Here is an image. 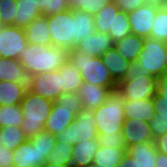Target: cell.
<instances>
[{
  "instance_id": "obj_49",
  "label": "cell",
  "mask_w": 167,
  "mask_h": 167,
  "mask_svg": "<svg viewBox=\"0 0 167 167\" xmlns=\"http://www.w3.org/2000/svg\"><path fill=\"white\" fill-rule=\"evenodd\" d=\"M146 4L156 5L158 7L166 6V0H144Z\"/></svg>"
},
{
  "instance_id": "obj_25",
  "label": "cell",
  "mask_w": 167,
  "mask_h": 167,
  "mask_svg": "<svg viewBox=\"0 0 167 167\" xmlns=\"http://www.w3.org/2000/svg\"><path fill=\"white\" fill-rule=\"evenodd\" d=\"M59 74L63 94L77 93L83 83L80 71H78L73 64L67 60L59 69Z\"/></svg>"
},
{
  "instance_id": "obj_48",
  "label": "cell",
  "mask_w": 167,
  "mask_h": 167,
  "mask_svg": "<svg viewBox=\"0 0 167 167\" xmlns=\"http://www.w3.org/2000/svg\"><path fill=\"white\" fill-rule=\"evenodd\" d=\"M47 1L48 0H30L33 6L37 7L40 12L47 6Z\"/></svg>"
},
{
  "instance_id": "obj_28",
  "label": "cell",
  "mask_w": 167,
  "mask_h": 167,
  "mask_svg": "<svg viewBox=\"0 0 167 167\" xmlns=\"http://www.w3.org/2000/svg\"><path fill=\"white\" fill-rule=\"evenodd\" d=\"M75 21V45L86 38L90 37L95 32L94 16L87 12L74 10Z\"/></svg>"
},
{
  "instance_id": "obj_52",
  "label": "cell",
  "mask_w": 167,
  "mask_h": 167,
  "mask_svg": "<svg viewBox=\"0 0 167 167\" xmlns=\"http://www.w3.org/2000/svg\"><path fill=\"white\" fill-rule=\"evenodd\" d=\"M1 132H2V127H0V150H1V146H3L2 141H1Z\"/></svg>"
},
{
  "instance_id": "obj_9",
  "label": "cell",
  "mask_w": 167,
  "mask_h": 167,
  "mask_svg": "<svg viewBox=\"0 0 167 167\" xmlns=\"http://www.w3.org/2000/svg\"><path fill=\"white\" fill-rule=\"evenodd\" d=\"M166 47L167 43L149 37L145 38L143 49L137 58L142 69L157 79H161L166 71Z\"/></svg>"
},
{
  "instance_id": "obj_14",
  "label": "cell",
  "mask_w": 167,
  "mask_h": 167,
  "mask_svg": "<svg viewBox=\"0 0 167 167\" xmlns=\"http://www.w3.org/2000/svg\"><path fill=\"white\" fill-rule=\"evenodd\" d=\"M114 47V42L107 33L95 31L90 37L79 41L75 49L91 57H102Z\"/></svg>"
},
{
  "instance_id": "obj_40",
  "label": "cell",
  "mask_w": 167,
  "mask_h": 167,
  "mask_svg": "<svg viewBox=\"0 0 167 167\" xmlns=\"http://www.w3.org/2000/svg\"><path fill=\"white\" fill-rule=\"evenodd\" d=\"M68 9L70 8L66 0H48L47 6L41 11V15L46 17L52 16Z\"/></svg>"
},
{
  "instance_id": "obj_53",
  "label": "cell",
  "mask_w": 167,
  "mask_h": 167,
  "mask_svg": "<svg viewBox=\"0 0 167 167\" xmlns=\"http://www.w3.org/2000/svg\"><path fill=\"white\" fill-rule=\"evenodd\" d=\"M165 62H166V71H167V47H166V58H165Z\"/></svg>"
},
{
  "instance_id": "obj_36",
  "label": "cell",
  "mask_w": 167,
  "mask_h": 167,
  "mask_svg": "<svg viewBox=\"0 0 167 167\" xmlns=\"http://www.w3.org/2000/svg\"><path fill=\"white\" fill-rule=\"evenodd\" d=\"M113 0H74V10L87 12L93 16Z\"/></svg>"
},
{
  "instance_id": "obj_29",
  "label": "cell",
  "mask_w": 167,
  "mask_h": 167,
  "mask_svg": "<svg viewBox=\"0 0 167 167\" xmlns=\"http://www.w3.org/2000/svg\"><path fill=\"white\" fill-rule=\"evenodd\" d=\"M14 26L25 29L41 12L34 7L30 0H17Z\"/></svg>"
},
{
  "instance_id": "obj_18",
  "label": "cell",
  "mask_w": 167,
  "mask_h": 167,
  "mask_svg": "<svg viewBox=\"0 0 167 167\" xmlns=\"http://www.w3.org/2000/svg\"><path fill=\"white\" fill-rule=\"evenodd\" d=\"M99 147L97 139L79 141L73 145L72 167H87L93 163L95 153Z\"/></svg>"
},
{
  "instance_id": "obj_23",
  "label": "cell",
  "mask_w": 167,
  "mask_h": 167,
  "mask_svg": "<svg viewBox=\"0 0 167 167\" xmlns=\"http://www.w3.org/2000/svg\"><path fill=\"white\" fill-rule=\"evenodd\" d=\"M139 167H155L157 148L154 141L143 142L127 149Z\"/></svg>"
},
{
  "instance_id": "obj_43",
  "label": "cell",
  "mask_w": 167,
  "mask_h": 167,
  "mask_svg": "<svg viewBox=\"0 0 167 167\" xmlns=\"http://www.w3.org/2000/svg\"><path fill=\"white\" fill-rule=\"evenodd\" d=\"M156 94L162 101H167V71H165L161 79H158Z\"/></svg>"
},
{
  "instance_id": "obj_46",
  "label": "cell",
  "mask_w": 167,
  "mask_h": 167,
  "mask_svg": "<svg viewBox=\"0 0 167 167\" xmlns=\"http://www.w3.org/2000/svg\"><path fill=\"white\" fill-rule=\"evenodd\" d=\"M117 167H139L136 159L126 154L123 156L122 161L119 163Z\"/></svg>"
},
{
  "instance_id": "obj_24",
  "label": "cell",
  "mask_w": 167,
  "mask_h": 167,
  "mask_svg": "<svg viewBox=\"0 0 167 167\" xmlns=\"http://www.w3.org/2000/svg\"><path fill=\"white\" fill-rule=\"evenodd\" d=\"M144 38L135 34H129L127 37L114 43V49L126 60L130 62L137 61L138 55L143 49Z\"/></svg>"
},
{
  "instance_id": "obj_32",
  "label": "cell",
  "mask_w": 167,
  "mask_h": 167,
  "mask_svg": "<svg viewBox=\"0 0 167 167\" xmlns=\"http://www.w3.org/2000/svg\"><path fill=\"white\" fill-rule=\"evenodd\" d=\"M73 145L56 142V145L48 154L47 162L55 165H71Z\"/></svg>"
},
{
  "instance_id": "obj_20",
  "label": "cell",
  "mask_w": 167,
  "mask_h": 167,
  "mask_svg": "<svg viewBox=\"0 0 167 167\" xmlns=\"http://www.w3.org/2000/svg\"><path fill=\"white\" fill-rule=\"evenodd\" d=\"M103 64L108 68L112 79L118 84L125 76L131 62L124 59L114 47L102 57Z\"/></svg>"
},
{
  "instance_id": "obj_17",
  "label": "cell",
  "mask_w": 167,
  "mask_h": 167,
  "mask_svg": "<svg viewBox=\"0 0 167 167\" xmlns=\"http://www.w3.org/2000/svg\"><path fill=\"white\" fill-rule=\"evenodd\" d=\"M17 82L28 88L30 75L17 59H5L0 57V81Z\"/></svg>"
},
{
  "instance_id": "obj_11",
  "label": "cell",
  "mask_w": 167,
  "mask_h": 167,
  "mask_svg": "<svg viewBox=\"0 0 167 167\" xmlns=\"http://www.w3.org/2000/svg\"><path fill=\"white\" fill-rule=\"evenodd\" d=\"M27 90L35 95L56 102L63 95L59 69L30 76Z\"/></svg>"
},
{
  "instance_id": "obj_1",
  "label": "cell",
  "mask_w": 167,
  "mask_h": 167,
  "mask_svg": "<svg viewBox=\"0 0 167 167\" xmlns=\"http://www.w3.org/2000/svg\"><path fill=\"white\" fill-rule=\"evenodd\" d=\"M69 59V50L52 45L28 43L27 51L19 59L30 76L42 72H53L60 69Z\"/></svg>"
},
{
  "instance_id": "obj_27",
  "label": "cell",
  "mask_w": 167,
  "mask_h": 167,
  "mask_svg": "<svg viewBox=\"0 0 167 167\" xmlns=\"http://www.w3.org/2000/svg\"><path fill=\"white\" fill-rule=\"evenodd\" d=\"M126 152V148H109L99 146L95 153L93 164L100 167H117Z\"/></svg>"
},
{
  "instance_id": "obj_10",
  "label": "cell",
  "mask_w": 167,
  "mask_h": 167,
  "mask_svg": "<svg viewBox=\"0 0 167 167\" xmlns=\"http://www.w3.org/2000/svg\"><path fill=\"white\" fill-rule=\"evenodd\" d=\"M25 30L17 26H2L0 30V57L19 60L27 51Z\"/></svg>"
},
{
  "instance_id": "obj_30",
  "label": "cell",
  "mask_w": 167,
  "mask_h": 167,
  "mask_svg": "<svg viewBox=\"0 0 167 167\" xmlns=\"http://www.w3.org/2000/svg\"><path fill=\"white\" fill-rule=\"evenodd\" d=\"M28 138L21 129V126H7L2 128L1 141L4 147L15 150Z\"/></svg>"
},
{
  "instance_id": "obj_37",
  "label": "cell",
  "mask_w": 167,
  "mask_h": 167,
  "mask_svg": "<svg viewBox=\"0 0 167 167\" xmlns=\"http://www.w3.org/2000/svg\"><path fill=\"white\" fill-rule=\"evenodd\" d=\"M17 0H0V20L3 26H14Z\"/></svg>"
},
{
  "instance_id": "obj_44",
  "label": "cell",
  "mask_w": 167,
  "mask_h": 167,
  "mask_svg": "<svg viewBox=\"0 0 167 167\" xmlns=\"http://www.w3.org/2000/svg\"><path fill=\"white\" fill-rule=\"evenodd\" d=\"M153 104L155 108V114H158L161 117H167V101H162L161 98L156 94L153 97Z\"/></svg>"
},
{
  "instance_id": "obj_22",
  "label": "cell",
  "mask_w": 167,
  "mask_h": 167,
  "mask_svg": "<svg viewBox=\"0 0 167 167\" xmlns=\"http://www.w3.org/2000/svg\"><path fill=\"white\" fill-rule=\"evenodd\" d=\"M119 11L114 1L110 4H106L94 15L95 31L107 33L112 38L114 36L115 17Z\"/></svg>"
},
{
  "instance_id": "obj_12",
  "label": "cell",
  "mask_w": 167,
  "mask_h": 167,
  "mask_svg": "<svg viewBox=\"0 0 167 167\" xmlns=\"http://www.w3.org/2000/svg\"><path fill=\"white\" fill-rule=\"evenodd\" d=\"M158 8L156 5L145 3L139 8L128 12L131 34L144 39L150 37Z\"/></svg>"
},
{
  "instance_id": "obj_42",
  "label": "cell",
  "mask_w": 167,
  "mask_h": 167,
  "mask_svg": "<svg viewBox=\"0 0 167 167\" xmlns=\"http://www.w3.org/2000/svg\"><path fill=\"white\" fill-rule=\"evenodd\" d=\"M13 150L1 146L0 150V167H14Z\"/></svg>"
},
{
  "instance_id": "obj_3",
  "label": "cell",
  "mask_w": 167,
  "mask_h": 167,
  "mask_svg": "<svg viewBox=\"0 0 167 167\" xmlns=\"http://www.w3.org/2000/svg\"><path fill=\"white\" fill-rule=\"evenodd\" d=\"M53 103L51 100L26 91L20 105L24 118L21 129L28 139L44 130V124L52 111Z\"/></svg>"
},
{
  "instance_id": "obj_47",
  "label": "cell",
  "mask_w": 167,
  "mask_h": 167,
  "mask_svg": "<svg viewBox=\"0 0 167 167\" xmlns=\"http://www.w3.org/2000/svg\"><path fill=\"white\" fill-rule=\"evenodd\" d=\"M155 167H167V155L159 151L156 153Z\"/></svg>"
},
{
  "instance_id": "obj_54",
  "label": "cell",
  "mask_w": 167,
  "mask_h": 167,
  "mask_svg": "<svg viewBox=\"0 0 167 167\" xmlns=\"http://www.w3.org/2000/svg\"><path fill=\"white\" fill-rule=\"evenodd\" d=\"M87 167H100V166H97V165H95V164L92 163L91 165H89Z\"/></svg>"
},
{
  "instance_id": "obj_45",
  "label": "cell",
  "mask_w": 167,
  "mask_h": 167,
  "mask_svg": "<svg viewBox=\"0 0 167 167\" xmlns=\"http://www.w3.org/2000/svg\"><path fill=\"white\" fill-rule=\"evenodd\" d=\"M157 151L167 155V133L154 140Z\"/></svg>"
},
{
  "instance_id": "obj_34",
  "label": "cell",
  "mask_w": 167,
  "mask_h": 167,
  "mask_svg": "<svg viewBox=\"0 0 167 167\" xmlns=\"http://www.w3.org/2000/svg\"><path fill=\"white\" fill-rule=\"evenodd\" d=\"M30 142L38 148L41 153V158H47L48 154L56 145V136H53L48 131H41L33 137L29 138Z\"/></svg>"
},
{
  "instance_id": "obj_21",
  "label": "cell",
  "mask_w": 167,
  "mask_h": 167,
  "mask_svg": "<svg viewBox=\"0 0 167 167\" xmlns=\"http://www.w3.org/2000/svg\"><path fill=\"white\" fill-rule=\"evenodd\" d=\"M125 119H139L144 122H149L155 115L153 99L146 100H126L124 106Z\"/></svg>"
},
{
  "instance_id": "obj_35",
  "label": "cell",
  "mask_w": 167,
  "mask_h": 167,
  "mask_svg": "<svg viewBox=\"0 0 167 167\" xmlns=\"http://www.w3.org/2000/svg\"><path fill=\"white\" fill-rule=\"evenodd\" d=\"M131 34V26L128 19V12L119 11L115 17L114 36L111 38L115 43Z\"/></svg>"
},
{
  "instance_id": "obj_2",
  "label": "cell",
  "mask_w": 167,
  "mask_h": 167,
  "mask_svg": "<svg viewBox=\"0 0 167 167\" xmlns=\"http://www.w3.org/2000/svg\"><path fill=\"white\" fill-rule=\"evenodd\" d=\"M158 79L146 73L137 62H131L124 78L117 84V91L125 100L153 99L157 93Z\"/></svg>"
},
{
  "instance_id": "obj_8",
  "label": "cell",
  "mask_w": 167,
  "mask_h": 167,
  "mask_svg": "<svg viewBox=\"0 0 167 167\" xmlns=\"http://www.w3.org/2000/svg\"><path fill=\"white\" fill-rule=\"evenodd\" d=\"M93 109L82 108L73 123L56 136L57 142L75 145L79 141L97 139Z\"/></svg>"
},
{
  "instance_id": "obj_15",
  "label": "cell",
  "mask_w": 167,
  "mask_h": 167,
  "mask_svg": "<svg viewBox=\"0 0 167 167\" xmlns=\"http://www.w3.org/2000/svg\"><path fill=\"white\" fill-rule=\"evenodd\" d=\"M117 88H106L83 82L77 94L80 98L82 108L96 109L108 98L109 94Z\"/></svg>"
},
{
  "instance_id": "obj_13",
  "label": "cell",
  "mask_w": 167,
  "mask_h": 167,
  "mask_svg": "<svg viewBox=\"0 0 167 167\" xmlns=\"http://www.w3.org/2000/svg\"><path fill=\"white\" fill-rule=\"evenodd\" d=\"M126 149L147 141H154L149 122L139 119H125L122 127Z\"/></svg>"
},
{
  "instance_id": "obj_41",
  "label": "cell",
  "mask_w": 167,
  "mask_h": 167,
  "mask_svg": "<svg viewBox=\"0 0 167 167\" xmlns=\"http://www.w3.org/2000/svg\"><path fill=\"white\" fill-rule=\"evenodd\" d=\"M120 11L130 12L145 4L144 0H113Z\"/></svg>"
},
{
  "instance_id": "obj_50",
  "label": "cell",
  "mask_w": 167,
  "mask_h": 167,
  "mask_svg": "<svg viewBox=\"0 0 167 167\" xmlns=\"http://www.w3.org/2000/svg\"><path fill=\"white\" fill-rule=\"evenodd\" d=\"M40 167H72V166L71 165H55V164H52V163L46 161Z\"/></svg>"
},
{
  "instance_id": "obj_26",
  "label": "cell",
  "mask_w": 167,
  "mask_h": 167,
  "mask_svg": "<svg viewBox=\"0 0 167 167\" xmlns=\"http://www.w3.org/2000/svg\"><path fill=\"white\" fill-rule=\"evenodd\" d=\"M27 87L17 82L0 81V106L20 104Z\"/></svg>"
},
{
  "instance_id": "obj_55",
  "label": "cell",
  "mask_w": 167,
  "mask_h": 167,
  "mask_svg": "<svg viewBox=\"0 0 167 167\" xmlns=\"http://www.w3.org/2000/svg\"><path fill=\"white\" fill-rule=\"evenodd\" d=\"M3 26V24H2V22H1V20H0V30H1V27Z\"/></svg>"
},
{
  "instance_id": "obj_6",
  "label": "cell",
  "mask_w": 167,
  "mask_h": 167,
  "mask_svg": "<svg viewBox=\"0 0 167 167\" xmlns=\"http://www.w3.org/2000/svg\"><path fill=\"white\" fill-rule=\"evenodd\" d=\"M81 109L82 105L77 93H64L53 103L52 111L44 124V130L57 136L75 121Z\"/></svg>"
},
{
  "instance_id": "obj_5",
  "label": "cell",
  "mask_w": 167,
  "mask_h": 167,
  "mask_svg": "<svg viewBox=\"0 0 167 167\" xmlns=\"http://www.w3.org/2000/svg\"><path fill=\"white\" fill-rule=\"evenodd\" d=\"M80 71L83 82L106 88H117L101 57H91L75 48L69 51V59Z\"/></svg>"
},
{
  "instance_id": "obj_7",
  "label": "cell",
  "mask_w": 167,
  "mask_h": 167,
  "mask_svg": "<svg viewBox=\"0 0 167 167\" xmlns=\"http://www.w3.org/2000/svg\"><path fill=\"white\" fill-rule=\"evenodd\" d=\"M51 45L59 48H75L74 10L68 9L56 15L47 16Z\"/></svg>"
},
{
  "instance_id": "obj_31",
  "label": "cell",
  "mask_w": 167,
  "mask_h": 167,
  "mask_svg": "<svg viewBox=\"0 0 167 167\" xmlns=\"http://www.w3.org/2000/svg\"><path fill=\"white\" fill-rule=\"evenodd\" d=\"M23 119L20 104L12 106H0V127H19L21 126Z\"/></svg>"
},
{
  "instance_id": "obj_38",
  "label": "cell",
  "mask_w": 167,
  "mask_h": 167,
  "mask_svg": "<svg viewBox=\"0 0 167 167\" xmlns=\"http://www.w3.org/2000/svg\"><path fill=\"white\" fill-rule=\"evenodd\" d=\"M97 140L101 147L126 148L122 132H115L111 135L98 134Z\"/></svg>"
},
{
  "instance_id": "obj_33",
  "label": "cell",
  "mask_w": 167,
  "mask_h": 167,
  "mask_svg": "<svg viewBox=\"0 0 167 167\" xmlns=\"http://www.w3.org/2000/svg\"><path fill=\"white\" fill-rule=\"evenodd\" d=\"M149 38L167 43V6L158 8Z\"/></svg>"
},
{
  "instance_id": "obj_4",
  "label": "cell",
  "mask_w": 167,
  "mask_h": 167,
  "mask_svg": "<svg viewBox=\"0 0 167 167\" xmlns=\"http://www.w3.org/2000/svg\"><path fill=\"white\" fill-rule=\"evenodd\" d=\"M126 100L116 90L112 91L107 100L93 110L98 134H114L122 132L125 121L124 106Z\"/></svg>"
},
{
  "instance_id": "obj_16",
  "label": "cell",
  "mask_w": 167,
  "mask_h": 167,
  "mask_svg": "<svg viewBox=\"0 0 167 167\" xmlns=\"http://www.w3.org/2000/svg\"><path fill=\"white\" fill-rule=\"evenodd\" d=\"M14 167H40L47 158H41V153L29 139L23 142L20 147L13 150Z\"/></svg>"
},
{
  "instance_id": "obj_19",
  "label": "cell",
  "mask_w": 167,
  "mask_h": 167,
  "mask_svg": "<svg viewBox=\"0 0 167 167\" xmlns=\"http://www.w3.org/2000/svg\"><path fill=\"white\" fill-rule=\"evenodd\" d=\"M27 42L36 45H51V37L46 16L34 19L25 29Z\"/></svg>"
},
{
  "instance_id": "obj_39",
  "label": "cell",
  "mask_w": 167,
  "mask_h": 167,
  "mask_svg": "<svg viewBox=\"0 0 167 167\" xmlns=\"http://www.w3.org/2000/svg\"><path fill=\"white\" fill-rule=\"evenodd\" d=\"M149 126L151 128L152 137L155 140L156 138L167 133V117H161L158 114H155L149 121Z\"/></svg>"
},
{
  "instance_id": "obj_51",
  "label": "cell",
  "mask_w": 167,
  "mask_h": 167,
  "mask_svg": "<svg viewBox=\"0 0 167 167\" xmlns=\"http://www.w3.org/2000/svg\"><path fill=\"white\" fill-rule=\"evenodd\" d=\"M70 9L74 10V0H66Z\"/></svg>"
}]
</instances>
